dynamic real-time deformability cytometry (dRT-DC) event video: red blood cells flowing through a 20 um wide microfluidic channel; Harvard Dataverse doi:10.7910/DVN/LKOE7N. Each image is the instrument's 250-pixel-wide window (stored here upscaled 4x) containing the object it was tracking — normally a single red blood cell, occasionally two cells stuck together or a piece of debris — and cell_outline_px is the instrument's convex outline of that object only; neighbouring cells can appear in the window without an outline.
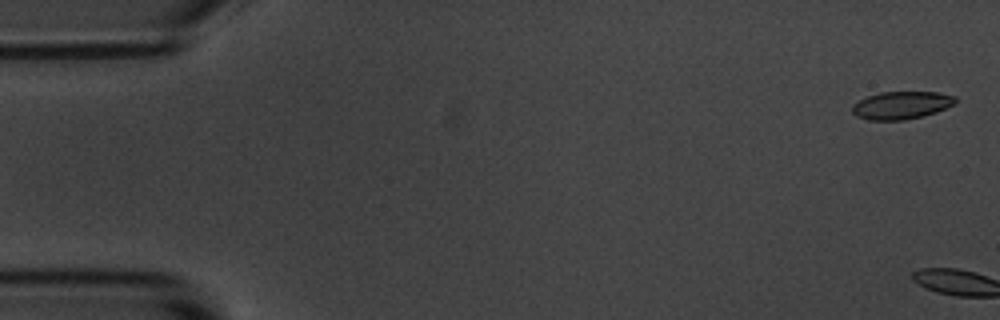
{"species": "common noctule bat (a hibernating species)", "species_latin": "Nyctalus noctula", "temperature_condition": "room temperature", "stored_images_in_passage": 6, "camera_frame_rate_fps": 3000, "um_per_image_px": 0.085, "animal": {"sex": "male", "body_mass_g": 20.1, "forearm_length_mm": 53.5}, "frame": {"image": 1, "passage_image": 1, "time_ms": 0.0, "image_size_px": [1000, 320], "cell_outline_px": [[956, 104], [936, 112], [904, 120], [868, 120], [856, 116], [852, 112], [852, 104], [868, 96], [880, 92], [936, 92], [956, 96]], "centroid_in_image_um": [76.62, 8.94], "position_along_channel_um": 8.4, "area_um2": 16.65}}